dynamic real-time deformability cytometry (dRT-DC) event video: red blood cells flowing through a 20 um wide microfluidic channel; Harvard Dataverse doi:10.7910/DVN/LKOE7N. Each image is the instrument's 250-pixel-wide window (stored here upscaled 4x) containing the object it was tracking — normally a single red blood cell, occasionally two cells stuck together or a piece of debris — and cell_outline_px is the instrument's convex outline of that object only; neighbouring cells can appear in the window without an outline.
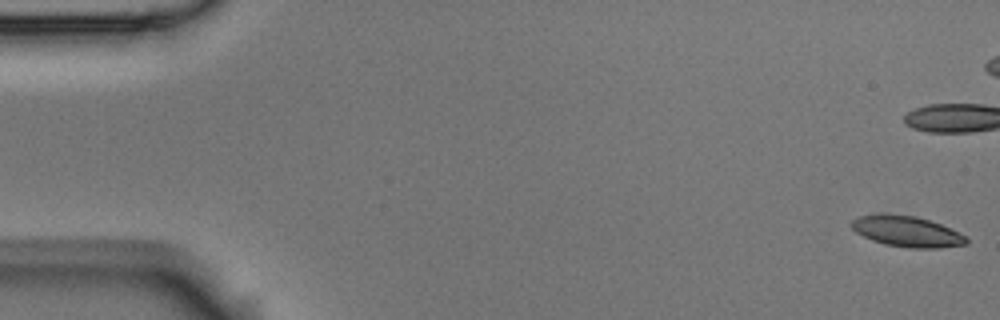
{"species": "Egyptian fruit bat (a non-hibernating species)", "species_latin": "Rousettus aegyptiacus", "temperature_condition": "room temperature", "stored_images_in_passage": 56, "camera_frame_rate_fps": 3000, "um_per_image_px": 0.085, "animal": {"sex": "male"}, "frame": {"image": 1, "passage_image": 1, "time_ms": 0.0, "image_size_px": [1000, 320], "cell_outline_px": [[968, 244], [940, 248], [908, 248], [884, 244], [872, 240], [856, 232], [848, 224], [852, 220], [860, 216], [912, 216], [928, 220], [940, 224], [964, 236], [968, 240]], "centroid_in_image_um": [77.09, 19.72], "position_along_channel_um": 7.9, "area_um2": 19.83}, "authors_computed_cell_mechanics": {"area_um2": 20.9525, "velocity_mm_per_s": 3.6221, "shape_relaxation_time_tau1_ms": 8.5352, "shape_relaxation_time_tau2_ms": 4.2972, "deformation_change_tau1": 0.1644, "deformation_change_tau2": 0.1014}}